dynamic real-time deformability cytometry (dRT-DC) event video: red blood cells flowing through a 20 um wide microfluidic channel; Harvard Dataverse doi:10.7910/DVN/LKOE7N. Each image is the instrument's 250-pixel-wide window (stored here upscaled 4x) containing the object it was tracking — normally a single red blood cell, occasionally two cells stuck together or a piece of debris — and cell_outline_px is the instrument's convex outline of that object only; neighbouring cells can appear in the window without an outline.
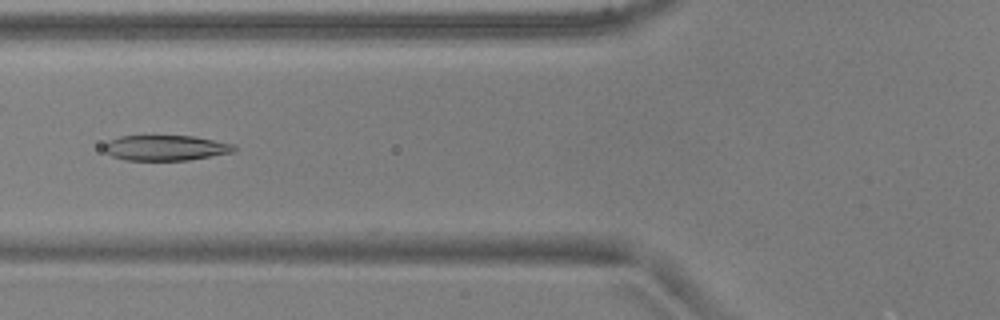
{"species": "common noctule bat (a hibernating species)", "species_latin": "Nyctalus noctula", "temperature_condition": "warm", "stored_images_in_passage": 5, "camera_frame_rate_fps": 3000, "um_per_image_px": 0.085, "animal": {"sex": "male", "body_mass_g": 17.9, "forearm_length_mm": 54.2}, "frame": {"image": 1, "passage_image": 4, "time_ms": 1.0, "image_size_px": [1000, 320], "cell_outline_px": [[236, 152], [188, 160], [124, 160], [112, 156], [104, 152], [104, 144], [108, 140], [120, 136], [196, 136], [236, 144]], "centroid_in_image_um": [14.11, 12.56], "position_along_channel_um": 111.7, "area_um2": 19.48}}